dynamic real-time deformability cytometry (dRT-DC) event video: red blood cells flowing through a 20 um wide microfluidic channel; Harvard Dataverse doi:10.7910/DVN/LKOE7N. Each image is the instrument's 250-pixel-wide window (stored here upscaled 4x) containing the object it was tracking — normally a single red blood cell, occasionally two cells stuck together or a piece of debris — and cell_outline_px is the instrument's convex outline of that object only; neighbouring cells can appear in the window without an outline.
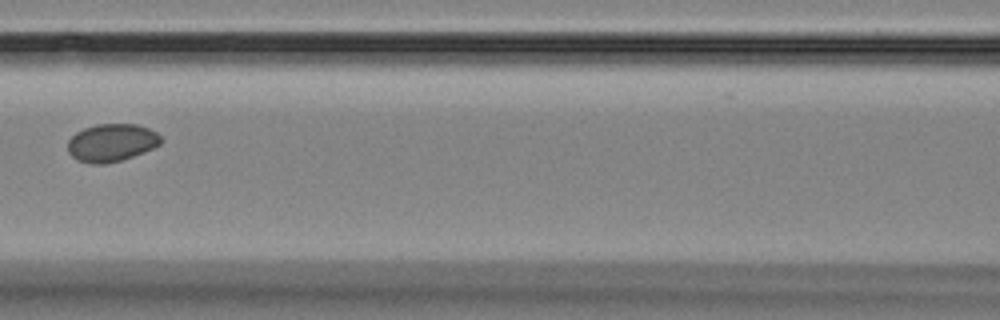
{"species": "Egyptian fruit bat (a non-hibernating species)", "species_latin": "Rousettus aegyptiacus", "temperature_condition": "room temperature", "stored_images_in_passage": 16, "camera_frame_rate_fps": 3000, "um_per_image_px": 0.085, "animal": {"sex": "female"}, "frame": {"image": 1, "passage_image": 8, "time_ms": 8.333, "image_size_px": [1000, 320], "cell_outline_px": [[164, 140], [160, 144], [144, 152], [120, 160], [104, 164], [92, 164], [76, 160], [68, 152], [68, 140], [76, 132], [84, 128], [96, 124], [136, 124], [148, 128], [156, 132]], "centroid_in_image_um": [9.47, 12.12], "position_along_channel_um": 157.1, "area_um2": 20.52}}
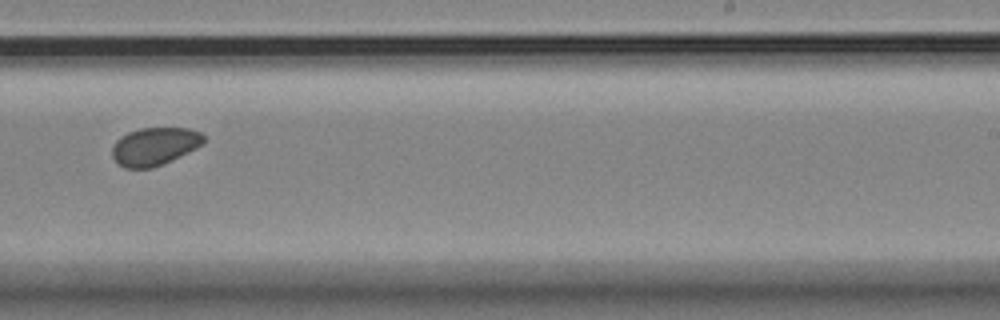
{"frame": {"image": 2, "passage_image": 11, "time_ms": 11.667, "image_size_px": [1000, 320], "cell_outline_px": [[204, 144], [164, 164], [152, 168], [124, 168], [112, 156], [112, 148], [116, 140], [120, 136], [128, 132], [140, 128], [188, 128], [200, 132], [204, 136]], "centroid_in_image_um": [13.14, 12.44], "position_along_channel_um": 275.9, "area_um2": 20.23}}
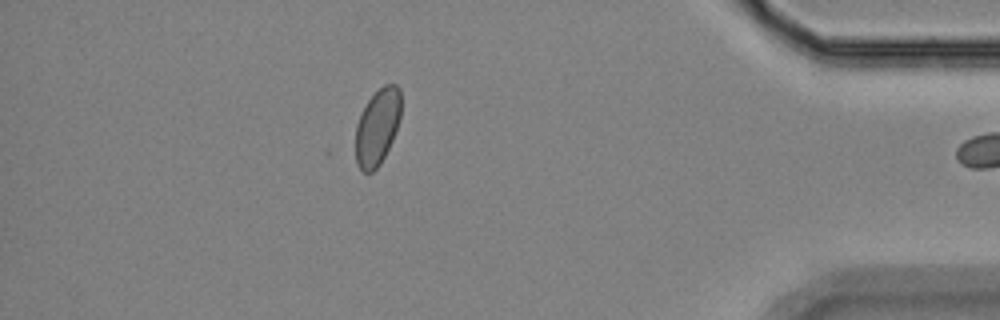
{"frame": {"image": 3, "passage_image": 15, "time_ms": 16.333, "image_size_px": [1000, 320], "cell_outline_px": [[400, 116], [392, 140], [380, 164], [372, 172], [364, 172], [356, 164], [356, 124], [368, 100], [384, 84], [396, 84], [400, 88]], "centroid_in_image_um": [32.07, 10.79], "position_along_channel_um": 403.1, "area_um2": 19.83}}